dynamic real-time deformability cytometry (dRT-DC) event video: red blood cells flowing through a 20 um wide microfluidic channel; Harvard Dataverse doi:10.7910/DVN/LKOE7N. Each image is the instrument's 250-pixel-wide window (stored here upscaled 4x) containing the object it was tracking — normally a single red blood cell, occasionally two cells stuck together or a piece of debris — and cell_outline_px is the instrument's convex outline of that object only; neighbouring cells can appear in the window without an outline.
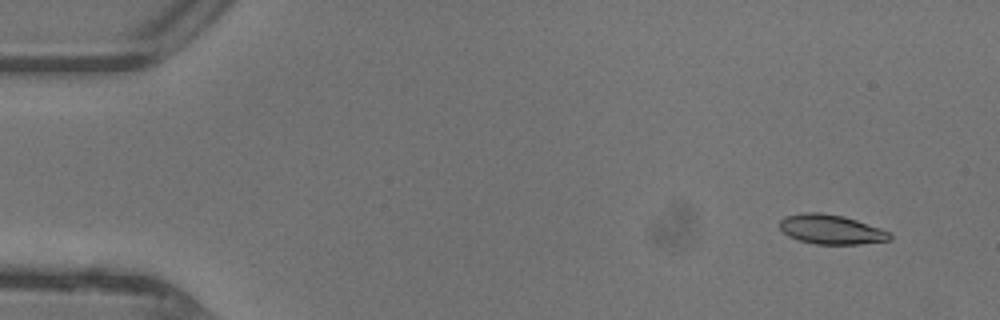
{"species": "common noctule bat (a hibernating species)", "species_latin": "Nyctalus noctula", "temperature_condition": "warm", "stored_images_in_passage": 46, "camera_frame_rate_fps": 3000, "um_per_image_px": 0.085, "animal": {"sex": "female"}, "frame": {"image": 1, "passage_image": 3, "time_ms": 0.667, "image_size_px": [1000, 320], "cell_outline_px": [[892, 240], [860, 244], [816, 244], [800, 240], [788, 236], [780, 228], [780, 220], [784, 216], [804, 212], [820, 212], [844, 216], [880, 228], [888, 232], [892, 236]], "centroid_in_image_um": [70.64, 19.49], "position_along_channel_um": 14.4, "area_um2": 18.9}}
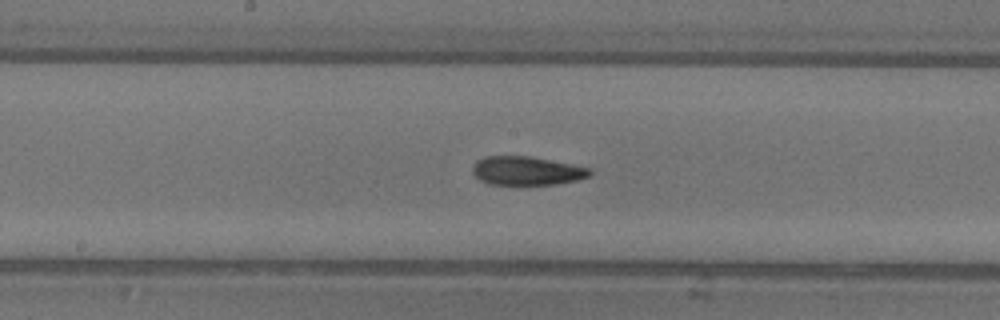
{"frame": {"image": 2, "passage_image": 24, "time_ms": 7.667, "image_size_px": [1000, 320], "cell_outline_px": [[592, 172], [588, 176], [576, 180], [556, 184], [520, 188], [488, 184], [480, 180], [472, 172], [472, 164], [476, 160], [484, 156], [528, 156], [588, 168]], "centroid_in_image_um": [44.66, 14.57], "position_along_channel_um": 203.5, "area_um2": 20.29}}
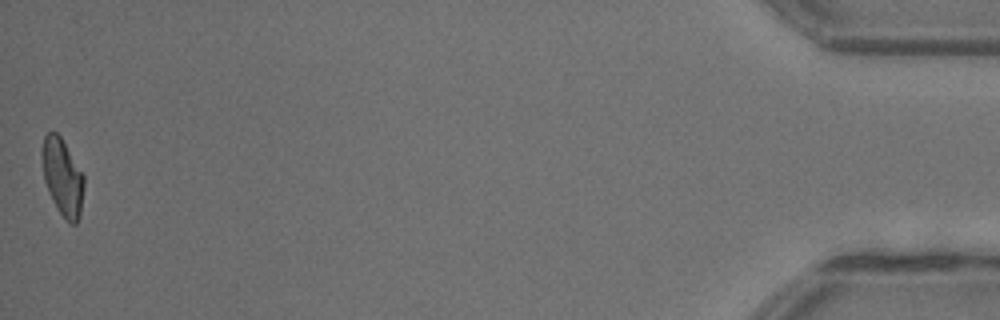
{"frame": {"image": 3, "passage_image": 46, "time_ms": 15.0, "image_size_px": [1000, 320], "cell_outline_px": [[84, 184], [80, 216], [76, 224], [68, 224], [60, 212], [44, 180], [40, 156], [40, 148], [44, 136], [48, 132], [56, 132], [60, 136], [84, 176]], "centroid_in_image_um": [5.29, 15.03], "position_along_channel_um": 429.9, "area_um2": 18.67}, "authors_computed_cell_mechanics": {"area_um2": 19.5653, "velocity_mm_per_s": 4.4472, "shape_relaxation_time_tau1_ms": 4.9071, "shape_relaxation_time_tau2_ms": 2.43, "deformation_change_tau1": 0.1782, "deformation_change_tau2": 0.0981}}